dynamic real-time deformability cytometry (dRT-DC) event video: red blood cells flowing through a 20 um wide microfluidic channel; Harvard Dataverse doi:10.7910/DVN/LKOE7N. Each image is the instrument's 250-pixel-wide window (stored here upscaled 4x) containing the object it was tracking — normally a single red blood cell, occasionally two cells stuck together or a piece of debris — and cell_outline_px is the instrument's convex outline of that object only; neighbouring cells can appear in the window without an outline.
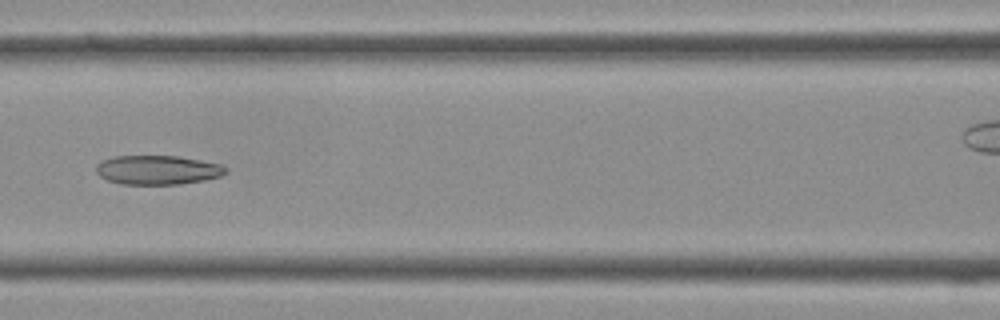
{"species": "Egyptian fruit bat (a non-hibernating species)", "species_latin": "Rousettus aegyptiacus", "temperature_condition": "cold", "stored_images_in_passage": 31, "camera_frame_rate_fps": 3000, "um_per_image_px": 0.085, "frame": {"image": 1, "passage_image": 8, "time_ms": 2.333, "image_size_px": [1000, 320], "cell_outline_px": [[228, 172], [220, 176], [204, 180], [180, 184], [120, 184], [108, 180], [100, 176], [96, 172], [96, 164], [100, 160], [112, 156], [176, 156], [200, 160], [220, 164], [228, 168]], "centroid_in_image_um": [13.37, 14.44], "position_along_channel_um": 153.2, "area_um2": 22.14}}
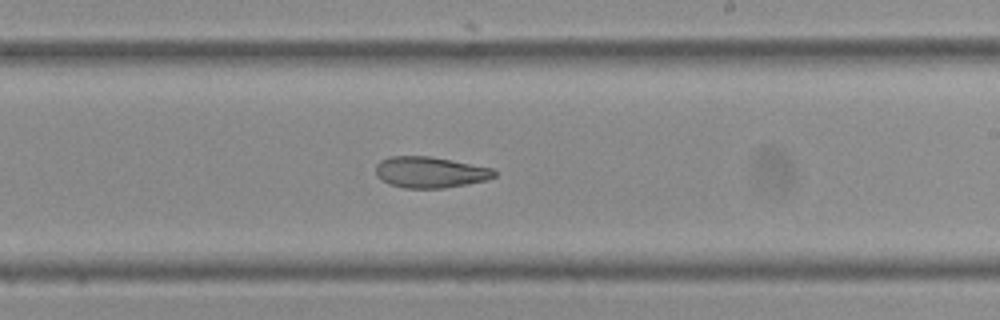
{"frame": {"image": 2, "passage_image": 14, "time_ms": 4.333, "image_size_px": [1000, 320], "cell_outline_px": [[496, 176], [488, 180], [444, 188], [404, 188], [388, 184], [380, 180], [376, 176], [376, 164], [380, 160], [388, 156], [428, 156], [496, 168]], "centroid_in_image_um": [36.56, 14.64], "position_along_channel_um": 252.4, "area_um2": 21.79}}
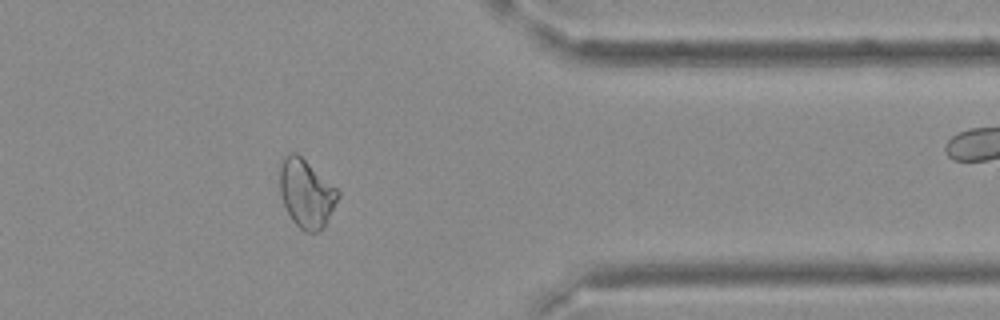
{"frame": {"image": 3, "passage_image": 23, "time_ms": 7.333, "image_size_px": [1000, 320], "cell_outline_px": [[340, 196], [324, 228], [316, 232], [304, 232], [292, 220], [284, 204], [280, 192], [280, 160], [288, 152], [296, 152], [336, 188], [340, 192]], "centroid_in_image_um": [26.03, 16.44], "position_along_channel_um": 385.4, "area_um2": 23.06}}